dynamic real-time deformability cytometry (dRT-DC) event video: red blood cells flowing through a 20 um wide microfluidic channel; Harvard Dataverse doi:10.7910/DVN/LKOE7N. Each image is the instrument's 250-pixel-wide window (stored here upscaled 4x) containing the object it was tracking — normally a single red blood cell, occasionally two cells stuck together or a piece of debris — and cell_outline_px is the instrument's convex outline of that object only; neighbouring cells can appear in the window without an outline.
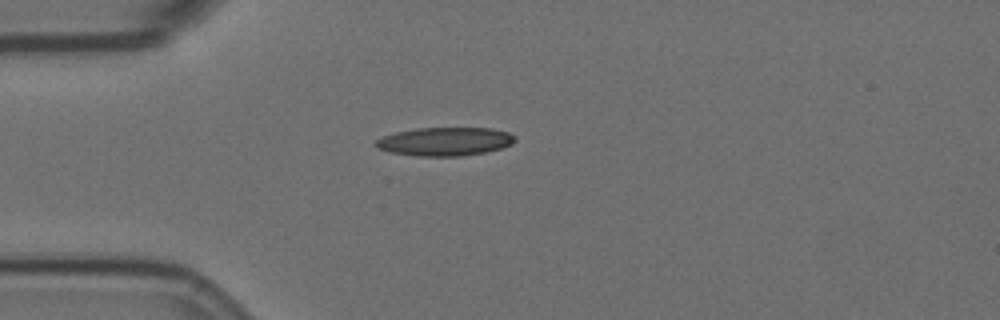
{"species": "Egyptian fruit bat (a non-hibernating species)", "species_latin": "Rousettus aegyptiacus", "temperature_condition": "room temperature", "stored_images_in_passage": 6, "camera_frame_rate_fps": 3000, "um_per_image_px": 0.085, "animal": {"sex": "female"}, "frame": {"image": 1, "passage_image": 1, "time_ms": 0.0, "image_size_px": [1000, 320], "cell_outline_px": [[516, 140], [512, 144], [500, 148], [484, 152], [460, 156], [420, 156], [388, 152], [372, 144], [376, 140], [384, 136], [396, 132], [416, 128], [492, 128], [508, 132], [516, 136]], "centroid_in_image_um": [37.82, 12.02], "position_along_channel_um": 47.2, "area_um2": 23.06}}
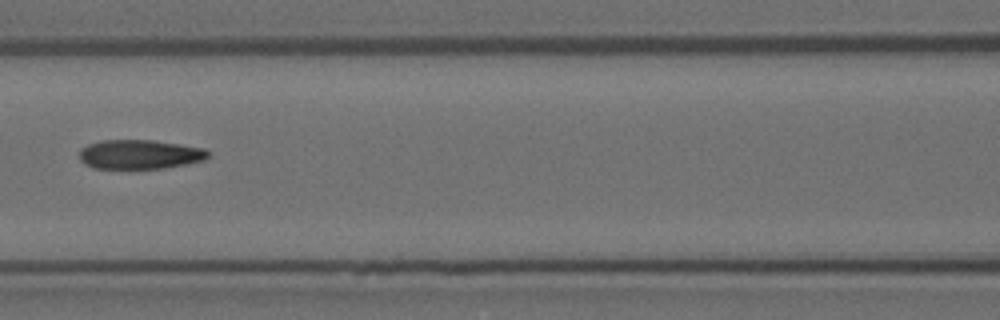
{"frame": {"image": 2, "passage_image": 4, "time_ms": 3.333, "image_size_px": [1000, 320], "cell_outline_px": [[208, 156], [204, 160], [164, 168], [92, 168], [84, 164], [80, 160], [80, 148], [88, 144], [100, 140], [152, 140], [180, 144], [204, 148], [208, 152]], "centroid_in_image_um": [11.83, 13.11], "position_along_channel_um": 154.8, "area_um2": 21.91}}
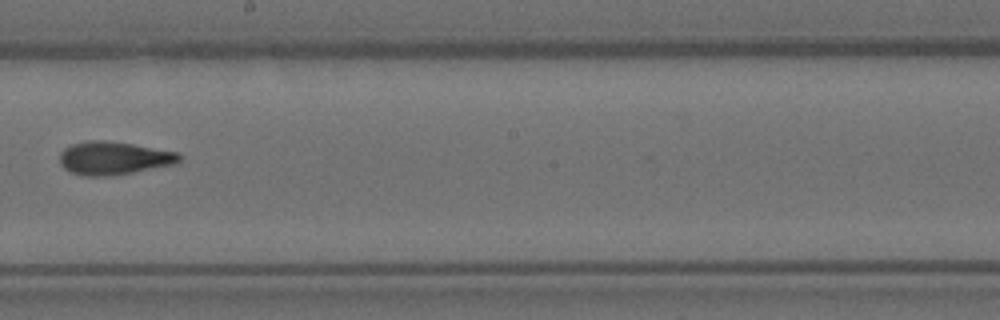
{"frame": {"image": 3, "passage_image": 6, "time_ms": 5.667, "image_size_px": [1000, 320], "cell_outline_px": [[180, 160], [176, 164], [112, 176], [80, 176], [68, 172], [60, 164], [60, 152], [64, 148], [72, 144], [88, 140], [104, 140], [132, 144], [176, 152], [180, 156]], "centroid_in_image_um": [9.61, 13.45], "position_along_channel_um": 238.6, "area_um2": 23.18}}